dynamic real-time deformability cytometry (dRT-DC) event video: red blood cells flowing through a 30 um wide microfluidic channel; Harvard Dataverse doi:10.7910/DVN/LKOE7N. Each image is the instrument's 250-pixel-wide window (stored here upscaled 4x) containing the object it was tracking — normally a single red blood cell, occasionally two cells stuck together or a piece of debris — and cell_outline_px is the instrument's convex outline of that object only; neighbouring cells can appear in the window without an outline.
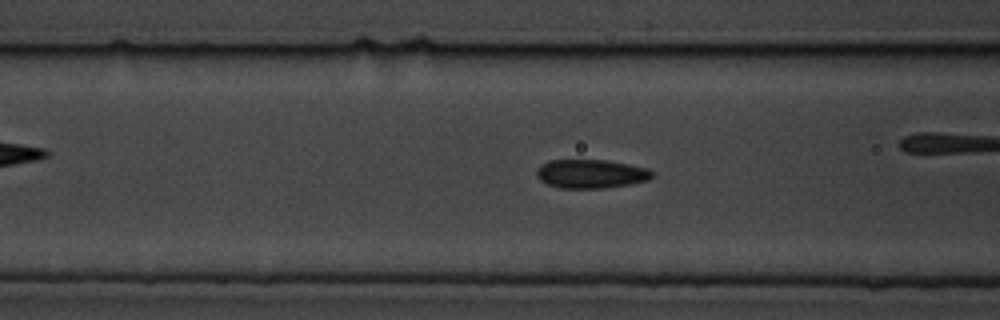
{"species": "common noctule bat (a hibernating species)", "species_latin": "Nyctalus noctula", "temperature_condition": "cold", "stored_images_in_passage": 52, "camera_frame_rate_fps": 3000, "um_per_image_px": 0.085, "animal": {"sex": "male", "body_mass_g": 19.5, "forearm_length_mm": 54.6}, "frame": {"image": 1, "passage_image": 23, "time_ms": 7.333, "image_size_px": [1000, 320], "cell_outline_px": [[656, 172], [648, 180], [628, 184], [604, 188], [560, 188], [548, 184], [540, 180], [536, 176], [536, 168], [540, 164], [548, 160], [608, 160], [648, 168]], "centroid_in_image_um": [50.21, 14.76], "position_along_channel_um": 116.4, "area_um2": 19.54}}
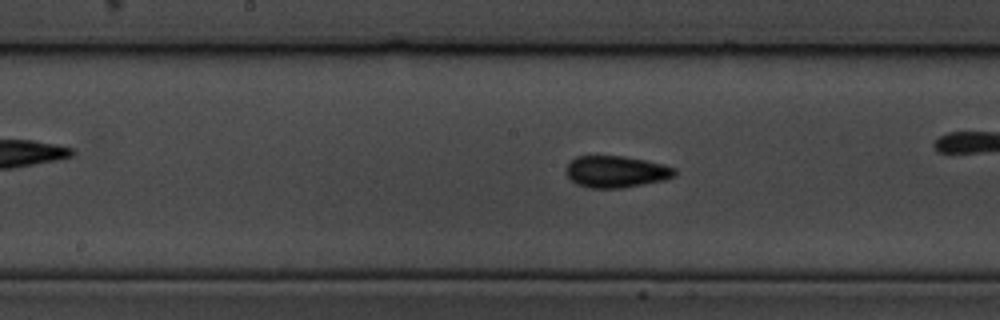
{"frame": {"image": 2, "passage_image": 30, "time_ms": 9.667, "image_size_px": [1000, 320], "cell_outline_px": [[676, 176], [664, 180], [644, 184], [620, 188], [588, 188], [576, 184], [564, 172], [564, 168], [576, 156], [624, 156], [664, 164], [676, 168]], "centroid_in_image_um": [52.36, 14.59], "position_along_channel_um": 195.8, "area_um2": 20.23}}
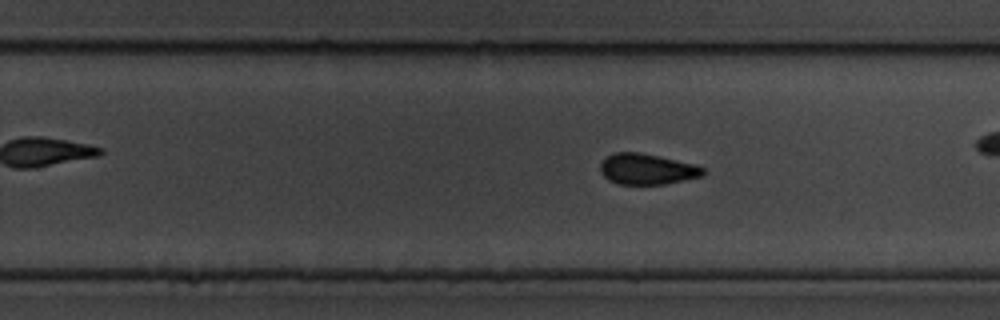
{"frame": {"image": 3, "passage_image": 37, "time_ms": 12.0, "image_size_px": [1000, 320], "cell_outline_px": [[704, 176], [664, 184], [620, 184], [608, 180], [600, 172], [600, 164], [612, 152], [640, 152], [660, 156], [696, 164], [704, 168]], "centroid_in_image_um": [55.01, 14.37], "position_along_channel_um": 274.8, "area_um2": 18.55}, "authors_computed_cell_mechanics": {"area_um2": 18.785, "velocity_mm_per_s": 3.4017, "shape_relaxation_time_tau1_ms": 2.478, "shape_relaxation_time_tau2_ms": 5.951, "deformation_change_tau1": 0.0696, "deformation_change_tau2": 0.0731}}